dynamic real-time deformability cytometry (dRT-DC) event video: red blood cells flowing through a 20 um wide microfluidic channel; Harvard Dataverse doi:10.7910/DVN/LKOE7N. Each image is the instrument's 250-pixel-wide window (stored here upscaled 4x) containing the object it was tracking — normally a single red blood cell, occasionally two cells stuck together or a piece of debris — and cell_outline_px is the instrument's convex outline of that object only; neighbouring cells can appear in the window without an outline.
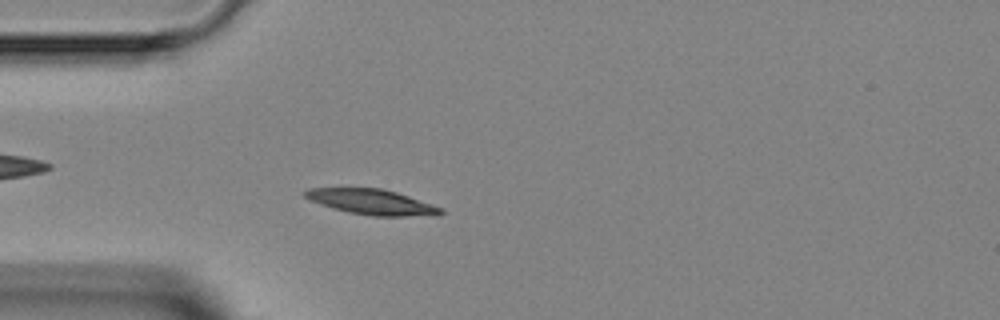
{"species": "Egyptian fruit bat (a non-hibernating species)", "species_latin": "Rousettus aegyptiacus", "temperature_condition": "room temperature", "stored_images_in_passage": 4, "camera_frame_rate_fps": 3000, "um_per_image_px": 0.085, "animal": {"sex": "female"}, "frame": {"image": 1, "passage_image": 4, "time_ms": 4.333, "image_size_px": [1000, 320], "cell_outline_px": [[444, 212], [440, 216], [372, 216], [348, 212], [332, 208], [308, 200], [300, 192], [308, 188], [380, 188], [396, 192], [444, 208]], "centroid_in_image_um": [31.6, 17.17], "position_along_channel_um": 53.4, "area_um2": 20.29}}